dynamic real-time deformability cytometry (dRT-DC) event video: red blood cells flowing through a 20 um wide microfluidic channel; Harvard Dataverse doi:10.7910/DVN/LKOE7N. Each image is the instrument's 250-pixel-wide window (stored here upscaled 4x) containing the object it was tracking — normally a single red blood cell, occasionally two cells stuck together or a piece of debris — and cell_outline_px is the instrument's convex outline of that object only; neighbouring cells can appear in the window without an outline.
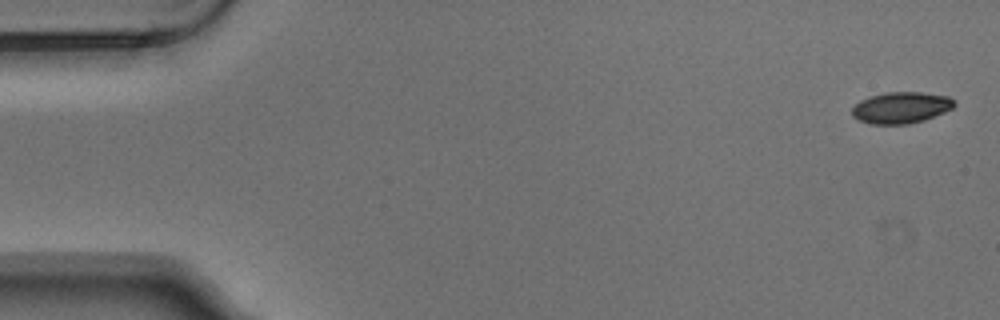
{"species": "Egyptian fruit bat (a non-hibernating species)", "species_latin": "Rousettus aegyptiacus", "temperature_condition": "warm", "stored_images_in_passage": 6, "camera_frame_rate_fps": 3000, "um_per_image_px": 0.085, "animal": {"sex": "male"}, "frame": {"image": 1, "passage_image": 1, "time_ms": 0.0, "image_size_px": [1000, 320], "cell_outline_px": [[956, 104], [952, 108], [944, 112], [924, 120], [908, 124], [872, 124], [860, 120], [852, 116], [852, 108], [860, 100], [884, 92], [920, 92], [948, 96], [956, 100]], "centroid_in_image_um": [76.61, 9.14], "position_along_channel_um": 8.4, "area_um2": 18.67}}
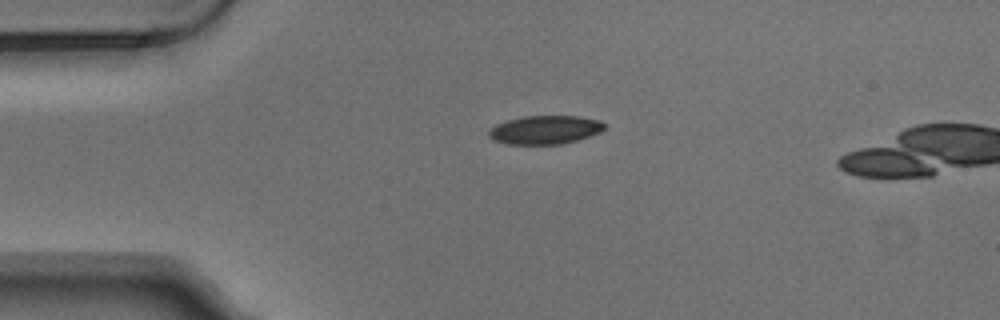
{"frame": {"image": 2, "passage_image": 4, "time_ms": 1.0, "image_size_px": [1000, 320], "cell_outline_px": [[604, 128], [600, 132], [576, 140], [560, 144], [508, 144], [496, 140], [488, 136], [488, 128], [496, 124], [508, 120], [524, 116], [580, 116], [600, 120], [604, 124]], "centroid_in_image_um": [46.3, 11.02], "position_along_channel_um": 38.7, "area_um2": 19.13}}
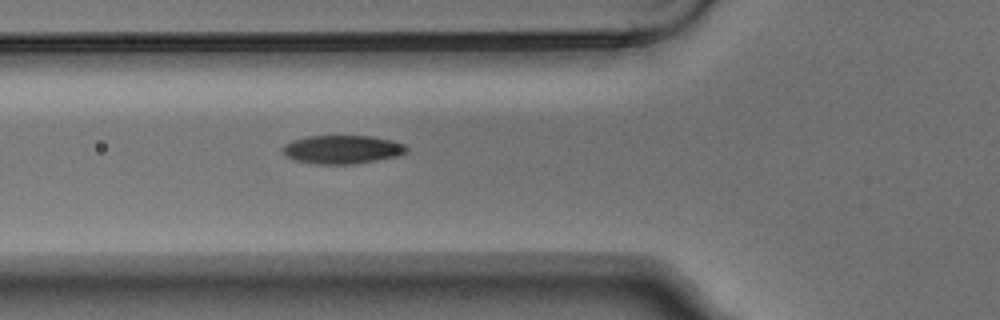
{"frame": {"image": 3, "passage_image": 6, "time_ms": 1.667, "image_size_px": [1000, 320], "cell_outline_px": [[408, 152], [396, 156], [376, 160], [352, 164], [316, 164], [296, 160], [288, 156], [280, 148], [284, 144], [292, 140], [308, 136], [372, 136], [392, 140], [404, 144], [408, 148]], "centroid_in_image_um": [29.1, 12.7], "position_along_channel_um": 96.7, "area_um2": 20.52}}